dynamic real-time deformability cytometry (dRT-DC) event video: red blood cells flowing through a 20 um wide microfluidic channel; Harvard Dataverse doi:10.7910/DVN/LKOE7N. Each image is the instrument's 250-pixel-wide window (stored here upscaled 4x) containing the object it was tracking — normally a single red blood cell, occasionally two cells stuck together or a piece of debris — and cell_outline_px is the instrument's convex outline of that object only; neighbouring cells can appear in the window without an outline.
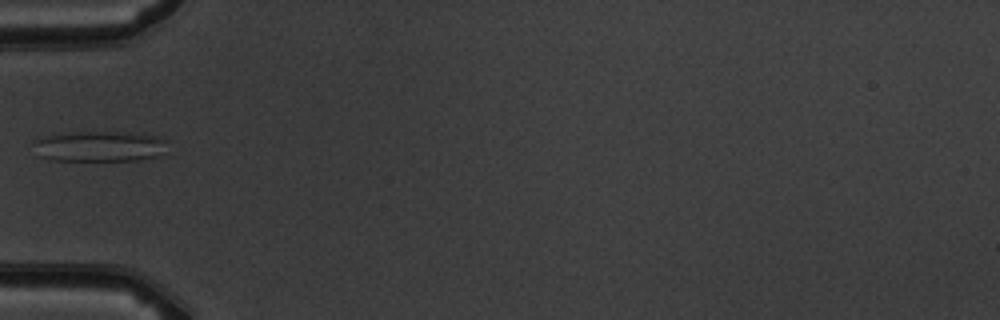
{"species": "common noctule bat (a hibernating species)", "species_latin": "Nyctalus noctula", "temperature_condition": "warm", "stored_images_in_passage": 4, "camera_frame_rate_fps": 3000, "um_per_image_px": 0.085, "animal": {"sex": "male", "body_mass_g": 19.5, "forearm_length_mm": 54.6}, "frame": {"image": 1, "passage_image": 3, "time_ms": 3.333, "image_size_px": [1000, 320], "cell_outline_px": [[168, 140], [156, 156], [140, 160], [48, 160], [36, 156], [32, 140], [44, 136], [72, 132], [116, 132], [156, 136]], "centroid_in_image_um": [8.32, 12.44], "position_along_channel_um": 76.7, "area_um2": 23.7}}
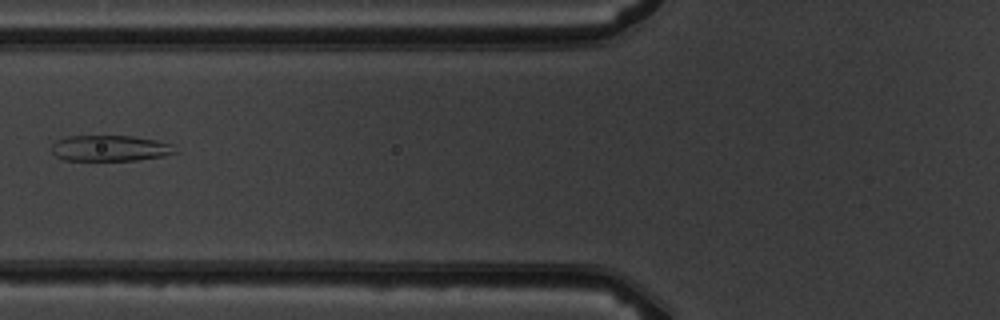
{"frame": {"image": 2, "passage_image": 4, "time_ms": 4.333, "image_size_px": [1000, 320], "cell_outline_px": [[180, 152], [164, 156], [136, 160], [64, 160], [56, 156], [52, 152], [52, 144], [56, 140], [68, 136], [132, 136], [156, 140], [172, 144]], "centroid_in_image_um": [9.39, 12.6], "position_along_channel_um": 116.4, "area_um2": 18.73}}